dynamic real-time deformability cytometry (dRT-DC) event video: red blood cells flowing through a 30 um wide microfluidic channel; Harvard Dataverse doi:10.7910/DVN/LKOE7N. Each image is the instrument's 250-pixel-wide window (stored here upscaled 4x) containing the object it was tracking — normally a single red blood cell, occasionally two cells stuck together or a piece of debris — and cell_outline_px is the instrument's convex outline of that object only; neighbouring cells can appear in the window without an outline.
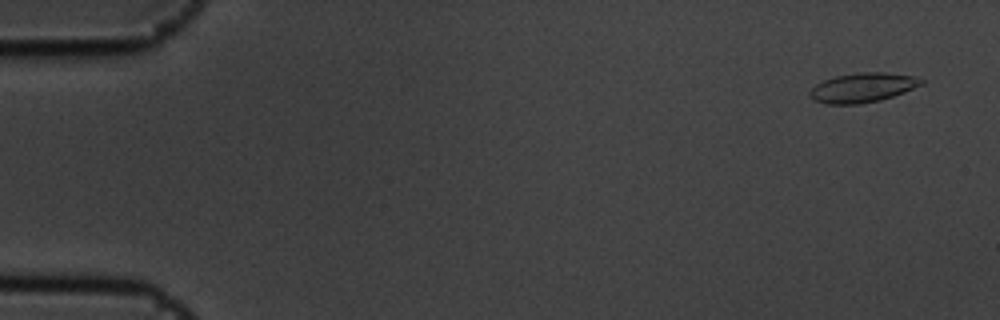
{"species": "common noctule bat (a hibernating species)", "species_latin": "Nyctalus noctula", "temperature_condition": "cold", "stored_images_in_passage": 5, "camera_frame_rate_fps": 3000, "um_per_image_px": 0.085, "animal": {"sex": "male", "body_mass_g": 19.5, "forearm_length_mm": 54.6}, "frame": {"image": 1, "passage_image": 1, "time_ms": 0.0, "image_size_px": [1000, 320], "cell_outline_px": [[924, 84], [904, 92], [880, 100], [860, 104], [824, 104], [816, 100], [808, 92], [816, 84], [824, 80], [836, 76], [860, 72], [884, 72], [912, 76], [924, 80]], "centroid_in_image_um": [73.33, 7.45], "position_along_channel_um": 11.7, "area_um2": 18.96}}
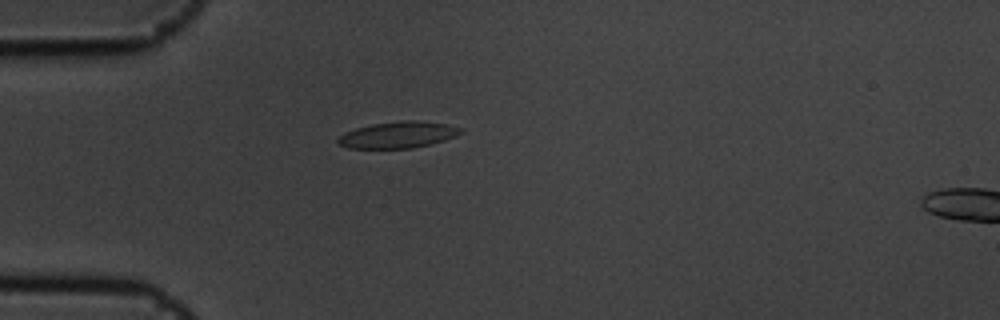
{"frame": {"image": 2, "passage_image": 4, "time_ms": 1.0, "image_size_px": [1000, 320], "cell_outline_px": [[464, 132], [456, 136], [444, 140], [412, 148], [348, 148], [336, 144], [336, 140], [344, 132], [356, 128], [372, 124], [404, 120], [412, 120], [448, 124], [464, 128]], "centroid_in_image_um": [33.83, 11.46], "position_along_channel_um": 51.2, "area_um2": 18.96}}